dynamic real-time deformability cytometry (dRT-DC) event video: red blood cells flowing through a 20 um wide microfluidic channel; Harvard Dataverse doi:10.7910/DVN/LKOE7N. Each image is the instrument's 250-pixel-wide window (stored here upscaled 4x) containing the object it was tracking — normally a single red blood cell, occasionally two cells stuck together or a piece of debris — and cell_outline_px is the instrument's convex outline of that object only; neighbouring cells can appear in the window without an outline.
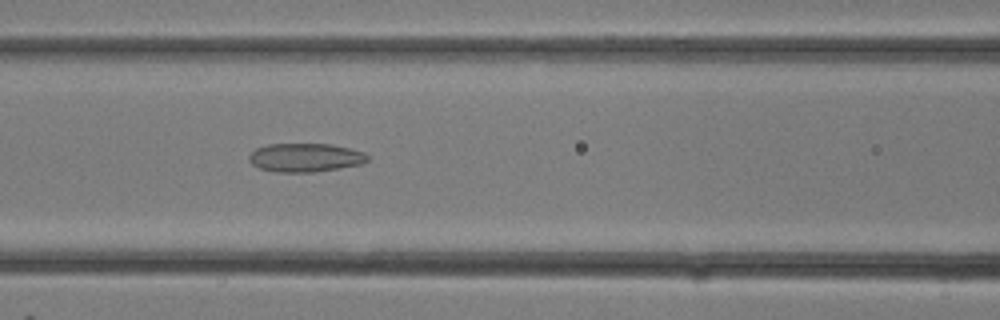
{"species": "common noctule bat (a hibernating species)", "species_latin": "Nyctalus noctula", "temperature_condition": "room temperature", "stored_images_in_passage": 12, "camera_frame_rate_fps": 3000, "um_per_image_px": 0.085, "animal": {"sex": "female"}, "frame": {"image": 1, "passage_image": 12, "time_ms": 3.667, "image_size_px": [1000, 320], "cell_outline_px": [[368, 160], [360, 164], [340, 168], [312, 172], [276, 172], [260, 168], [252, 164], [248, 160], [248, 156], [256, 148], [268, 144], [332, 144], [364, 152], [368, 156]], "centroid_in_image_um": [25.93, 13.39], "position_along_channel_um": 140.7, "area_um2": 19.71}}